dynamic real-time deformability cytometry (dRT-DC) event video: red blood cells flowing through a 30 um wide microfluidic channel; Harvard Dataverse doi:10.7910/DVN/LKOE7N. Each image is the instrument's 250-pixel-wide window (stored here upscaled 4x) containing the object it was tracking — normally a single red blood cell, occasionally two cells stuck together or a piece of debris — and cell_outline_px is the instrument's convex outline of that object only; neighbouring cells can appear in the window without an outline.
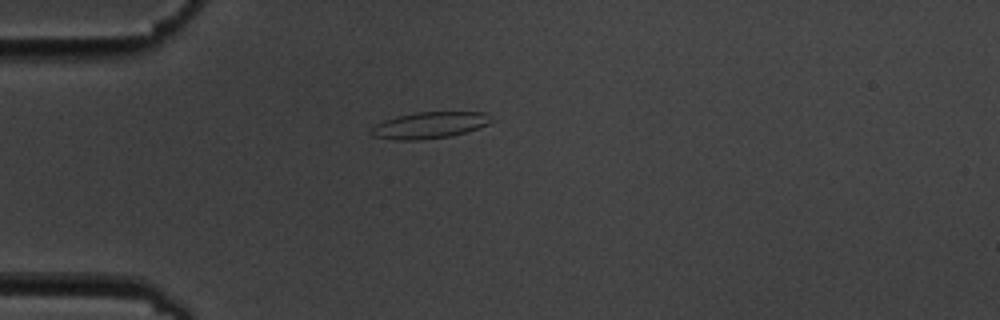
{"species": "common noctule bat (a hibernating species)", "species_latin": "Nyctalus noctula", "temperature_condition": "cold", "stored_images_in_passage": 13, "camera_frame_rate_fps": 3000, "um_per_image_px": 0.085, "animal": {"sex": "male", "body_mass_g": 19.5, "forearm_length_mm": 54.6}, "frame": {"image": 1, "passage_image": 4, "time_ms": 4.333, "image_size_px": [1000, 320], "cell_outline_px": [[496, 120], [488, 124], [452, 136], [420, 140], [396, 140], [372, 136], [368, 132], [376, 124], [384, 120], [396, 116], [416, 112], [484, 112]], "centroid_in_image_um": [36.49, 10.64], "position_along_channel_um": 48.5, "area_um2": 18.61}}
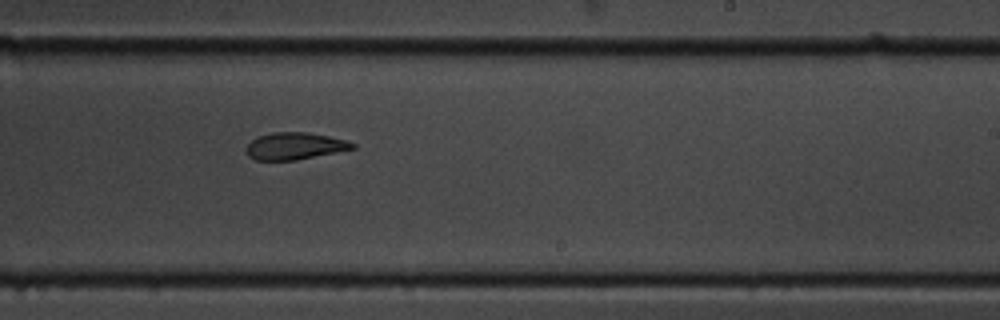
{"frame": {"image": 2, "passage_image": 10, "time_ms": 11.0, "image_size_px": [1000, 320], "cell_outline_px": [[356, 148], [296, 160], [256, 160], [248, 156], [244, 152], [248, 144], [256, 136], [272, 132], [308, 132], [348, 140], [356, 144]], "centroid_in_image_um": [25.04, 12.4], "position_along_channel_um": 264.0, "area_um2": 16.88}}
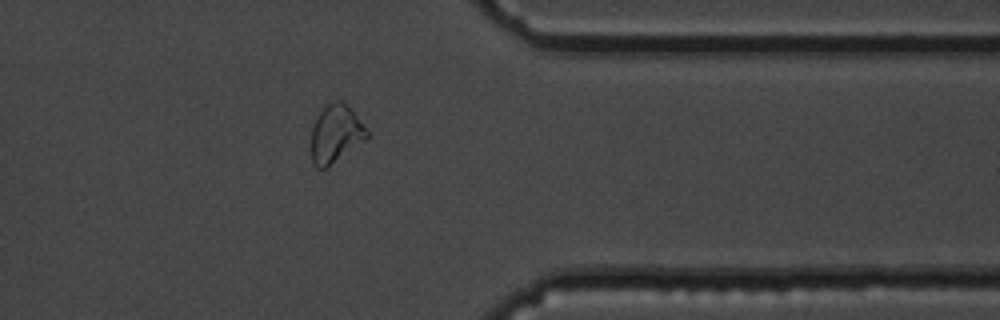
{"frame": {"image": 3, "passage_image": 13, "time_ms": 14.667, "image_size_px": [1000, 320], "cell_outline_px": [[368, 140], [324, 168], [316, 168], [312, 164], [312, 128], [324, 104], [328, 100], [344, 100], [348, 104], [368, 132]], "centroid_in_image_um": [28.55, 11.33], "position_along_channel_um": 382.9, "area_um2": 18.9}, "authors_computed_cell_mechanics": {"area_um2": 18.2648, "velocity_mm_per_s": 3.4849, "shape_relaxation_time_tau1_ms": 9.4471, "shape_relaxation_time_tau2_ms": 8.4297, "deformation_change_tau1": 0.2015, "deformation_change_tau2": 0.144}}